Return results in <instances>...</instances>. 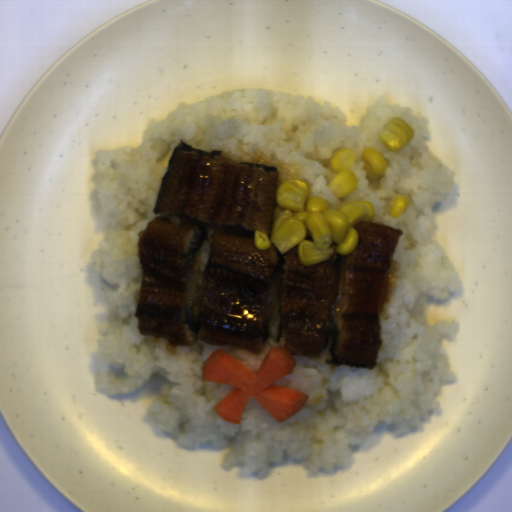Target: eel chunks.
<instances>
[{"instance_id": "eel-chunks-1", "label": "eel chunks", "mask_w": 512, "mask_h": 512, "mask_svg": "<svg viewBox=\"0 0 512 512\" xmlns=\"http://www.w3.org/2000/svg\"><path fill=\"white\" fill-rule=\"evenodd\" d=\"M279 171L234 161L222 149L184 140L171 152L152 212L139 230L143 271L134 295L141 337L169 346L242 348L262 353L280 314L276 347L293 356L372 371L382 347L380 316L401 264L392 259L402 229L360 221L356 249L303 266L295 246L257 250L254 230L271 238Z\"/></svg>"}]
</instances>
